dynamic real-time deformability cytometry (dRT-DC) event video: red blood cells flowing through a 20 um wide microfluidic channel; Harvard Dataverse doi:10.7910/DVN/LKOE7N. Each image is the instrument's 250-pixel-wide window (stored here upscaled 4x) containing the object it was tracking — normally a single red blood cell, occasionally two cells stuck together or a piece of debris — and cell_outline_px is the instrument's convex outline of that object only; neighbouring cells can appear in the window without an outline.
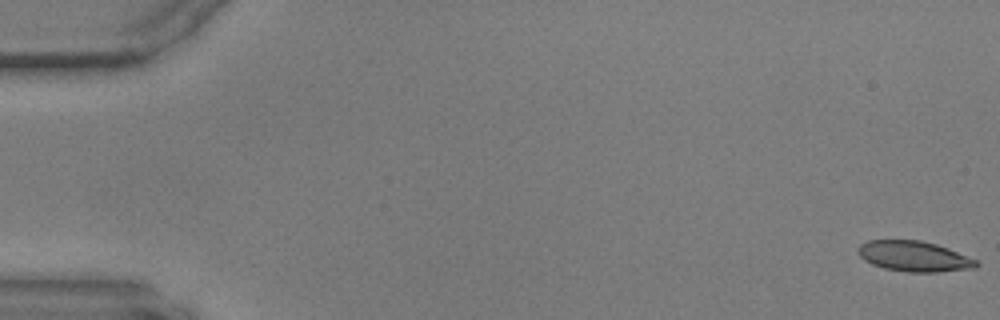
{"species": "common noctule bat (a hibernating species)", "species_latin": "Nyctalus noctula", "temperature_condition": "warm", "stored_images_in_passage": 58, "camera_frame_rate_fps": 3000, "um_per_image_px": 0.085, "animal": {"sex": "male", "body_mass_g": 17.9, "forearm_length_mm": 54.2}, "frame": {"image": 1, "passage_image": 1, "time_ms": 0.0, "image_size_px": [1000, 320], "cell_outline_px": [[980, 264], [976, 268], [936, 272], [908, 272], [884, 268], [872, 264], [864, 260], [860, 256], [860, 244], [868, 240], [920, 240], [936, 244], [948, 248], [976, 260]], "centroid_in_image_um": [77.72, 21.79], "position_along_channel_um": 7.3, "area_um2": 20.81}}
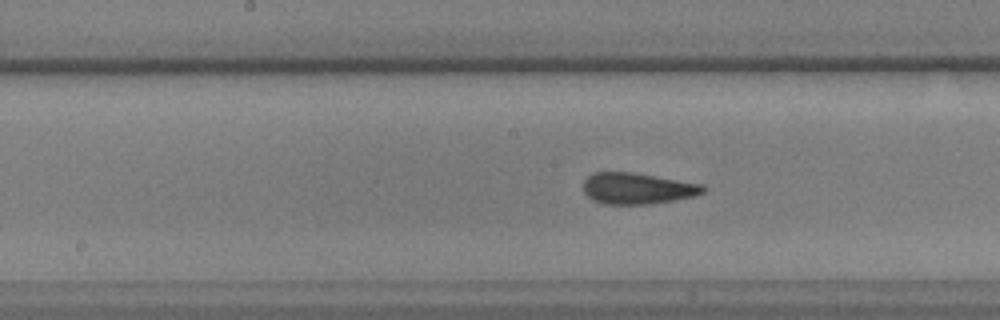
{"frame": {"image": 2, "passage_image": 30, "time_ms": 9.667, "image_size_px": [1000, 320], "cell_outline_px": [[708, 188], [704, 192], [696, 196], [648, 204], [604, 204], [588, 196], [584, 192], [584, 180], [592, 172], [636, 172], [704, 184]], "centroid_in_image_um": [54.23, 16.0], "position_along_channel_um": 194.0, "area_um2": 21.96}}
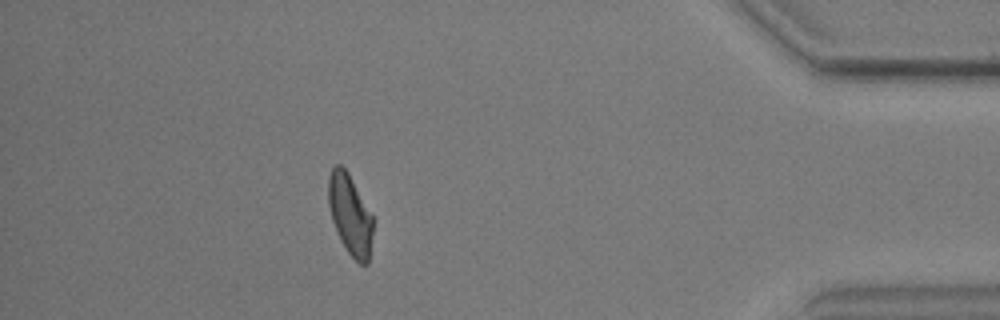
{"frame": {"image": 3, "passage_image": 52, "time_ms": 17.0, "image_size_px": [1000, 320], "cell_outline_px": [[372, 236], [368, 264], [360, 264], [348, 252], [340, 240], [332, 220], [328, 204], [328, 176], [332, 168], [336, 164], [340, 164], [348, 172], [372, 216]], "centroid_in_image_um": [29.73, 18.23], "position_along_channel_um": 405.5, "area_um2": 20.63}}